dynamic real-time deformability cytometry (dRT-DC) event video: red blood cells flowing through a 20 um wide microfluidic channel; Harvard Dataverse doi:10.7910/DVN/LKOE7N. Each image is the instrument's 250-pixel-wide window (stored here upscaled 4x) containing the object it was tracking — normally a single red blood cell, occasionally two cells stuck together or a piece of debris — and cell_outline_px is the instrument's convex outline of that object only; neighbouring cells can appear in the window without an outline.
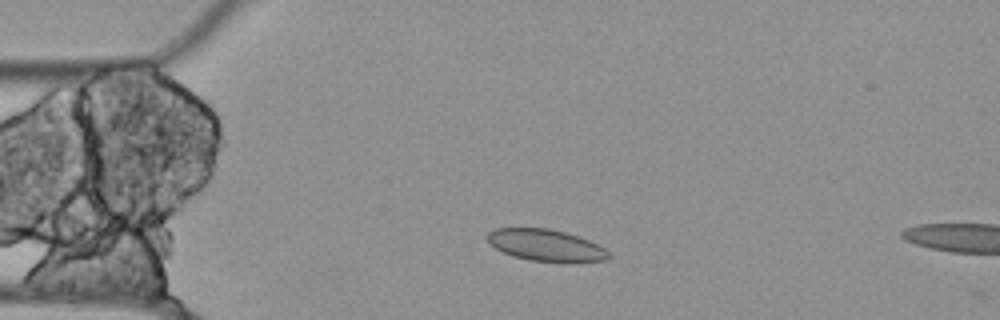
{"species": "Egyptian fruit bat (a non-hibernating species)", "species_latin": "Rousettus aegyptiacus", "temperature_condition": "cold", "stored_images_in_passage": 5, "camera_frame_rate_fps": 3000, "um_per_image_px": 0.085, "animal": {"sex": "female"}, "frame": {"image": 1, "passage_image": 1, "time_ms": 0.0, "image_size_px": [1000, 320], "cell_outline_px": [[612, 256], [604, 260], [576, 264], [568, 264], [532, 260], [512, 256], [488, 244], [488, 232], [496, 228], [548, 228], [580, 236], [604, 248]], "centroid_in_image_um": [46.44, 20.88], "position_along_channel_um": 38.6, "area_um2": 22.83}}